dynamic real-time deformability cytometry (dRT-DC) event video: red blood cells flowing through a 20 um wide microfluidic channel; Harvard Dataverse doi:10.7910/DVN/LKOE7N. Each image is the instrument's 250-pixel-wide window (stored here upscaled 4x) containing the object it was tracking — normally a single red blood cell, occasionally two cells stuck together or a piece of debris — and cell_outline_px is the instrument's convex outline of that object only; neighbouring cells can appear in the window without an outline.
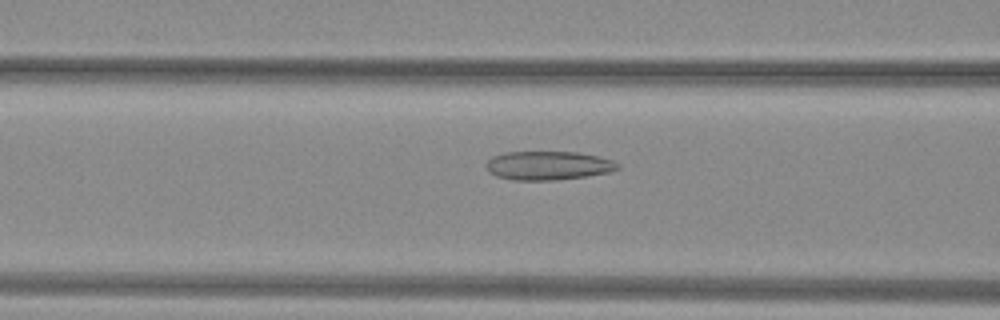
{"species": "common noctule bat (a hibernating species)", "species_latin": "Nyctalus noctula", "temperature_condition": "warm", "stored_images_in_passage": 50, "camera_frame_rate_fps": 3000, "um_per_image_px": 0.085, "animal": {"sex": "female", "body_mass_g": 29.2, "forearm_length_mm": 56.3}, "frame": {"image": 1, "passage_image": 22, "time_ms": 7.0, "image_size_px": [1000, 320], "cell_outline_px": [[620, 168], [612, 172], [584, 176], [552, 180], [512, 180], [496, 176], [488, 172], [484, 164], [492, 156], [504, 152], [576, 152], [596, 156], [612, 160], [620, 164]], "centroid_in_image_um": [46.56, 14.07], "position_along_channel_um": 120.0, "area_um2": 22.14}}
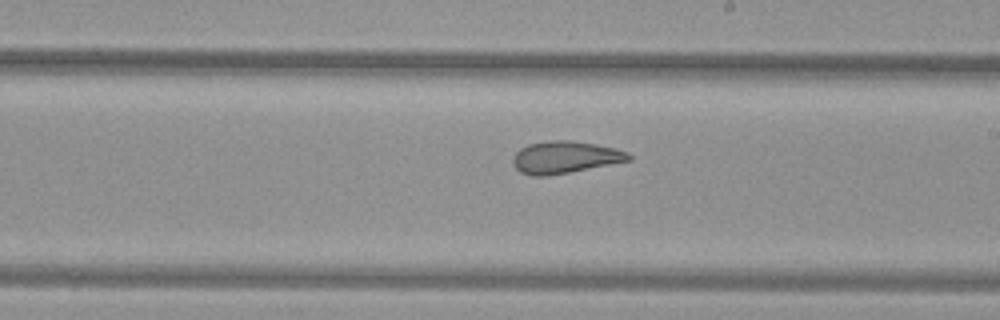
{"frame": {"image": 2, "passage_image": 31, "time_ms": 10.0, "image_size_px": [1000, 320], "cell_outline_px": [[632, 160], [568, 172], [544, 176], [532, 176], [520, 172], [512, 164], [512, 160], [516, 152], [520, 148], [528, 144], [552, 140], [568, 140], [596, 144], [616, 148], [628, 152], [632, 156]], "centroid_in_image_um": [48.02, 13.36], "position_along_channel_um": 241.0, "area_um2": 21.62}}
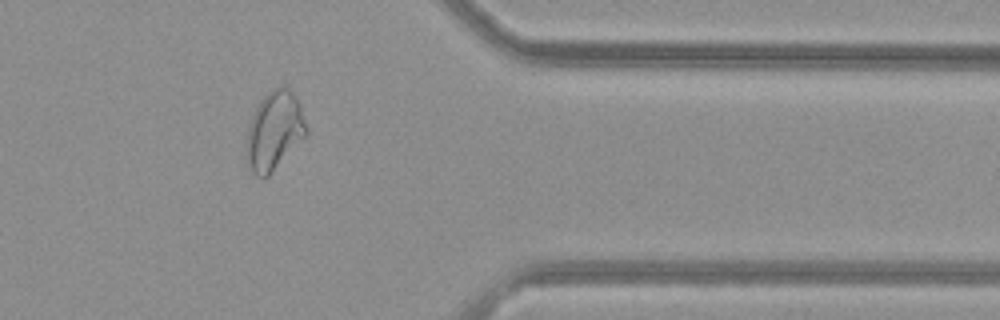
{"frame": {"image": 3, "passage_image": 43, "time_ms": 14.0, "image_size_px": [1000, 320], "cell_outline_px": [[308, 132], [268, 176], [256, 176], [252, 172], [244, 156], [248, 128], [252, 116], [260, 100], [272, 88], [288, 88], [292, 92], [300, 104], [308, 128]], "centroid_in_image_um": [23.29, 11.12], "position_along_channel_um": 388.1, "area_um2": 27.11}}